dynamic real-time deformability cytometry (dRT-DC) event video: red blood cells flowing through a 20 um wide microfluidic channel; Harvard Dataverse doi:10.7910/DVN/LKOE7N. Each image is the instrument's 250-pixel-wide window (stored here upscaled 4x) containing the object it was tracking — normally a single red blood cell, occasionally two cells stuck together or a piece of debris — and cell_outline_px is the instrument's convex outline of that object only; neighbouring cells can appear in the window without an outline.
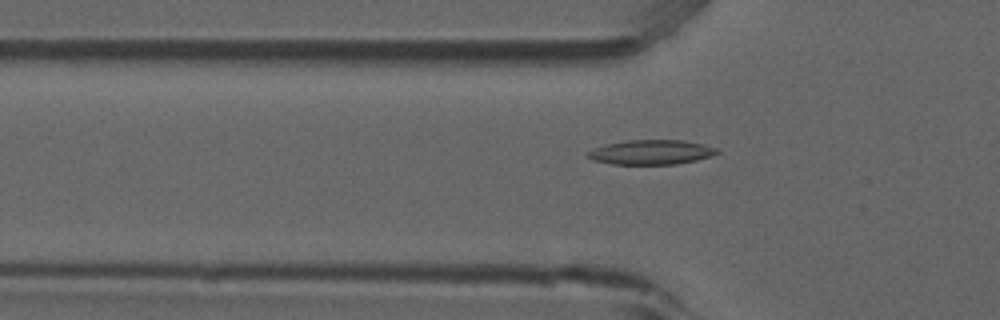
{"species": "common noctule bat (a hibernating species)", "species_latin": "Nyctalus noctula", "temperature_condition": "room temperature", "stored_images_in_passage": 54, "camera_frame_rate_fps": 3000, "um_per_image_px": 0.085, "animal": {"sex": "male", "forearm_length_mm": 52.5}, "frame": {"image": 1, "passage_image": 18, "time_ms": 5.667, "image_size_px": [1000, 320], "cell_outline_px": [[720, 152], [712, 156], [696, 160], [676, 164], [612, 164], [592, 160], [588, 156], [588, 152], [592, 148], [604, 144], [624, 140], [684, 140], [716, 148]], "centroid_in_image_um": [55.32, 12.93], "position_along_channel_um": 70.5, "area_um2": 18.55}}
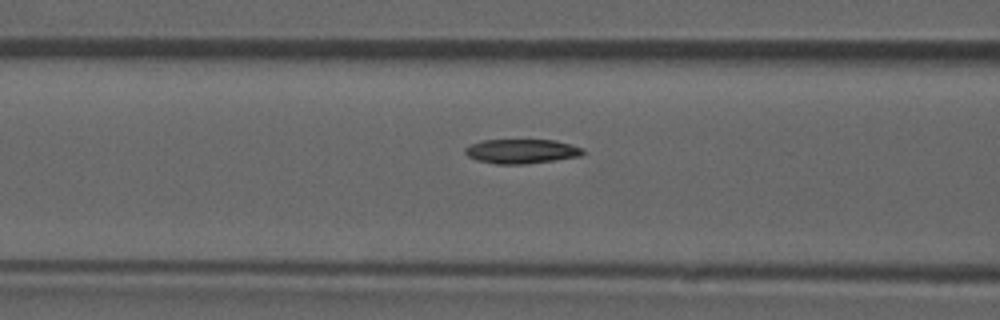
{"frame": {"image": 2, "passage_image": 22, "time_ms": 7.0, "image_size_px": [1000, 320], "cell_outline_px": [[588, 152], [580, 156], [524, 164], [496, 164], [476, 160], [468, 156], [464, 152], [464, 148], [472, 144], [484, 140], [556, 140], [572, 144], [584, 148]], "centroid_in_image_um": [44.37, 12.85], "position_along_channel_um": 122.2, "area_um2": 16.82}}
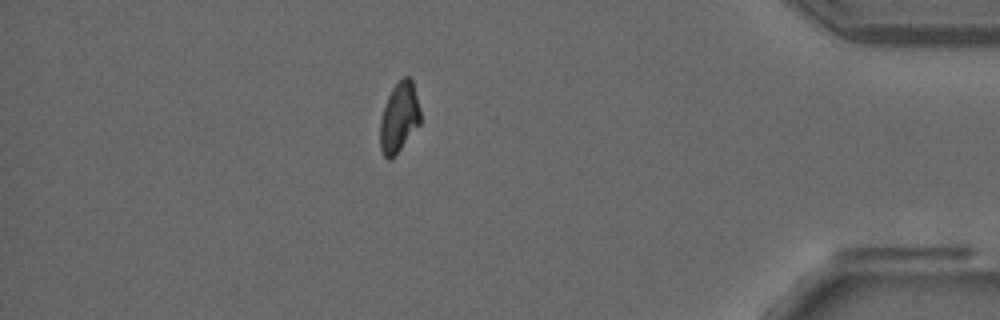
{"frame": {"image": 3, "passage_image": 47, "time_ms": 15.333, "image_size_px": [1000, 320], "cell_outline_px": [[420, 124], [400, 148], [388, 160], [384, 156], [380, 148], [380, 120], [388, 96], [392, 88], [404, 76], [408, 76], [412, 80], [420, 108]], "centroid_in_image_um": [33.92, 9.95], "position_along_channel_um": 401.3, "area_um2": 16.07}, "authors_computed_cell_mechanics": {"area_um2": 17.4267, "velocity_mm_per_s": 3.8481, "shape_relaxation_time_tau1_ms": 7.7974, "shape_relaxation_time_tau2_ms": 9.2867, "deformation_change_tau1": 0.1775, "deformation_change_tau2": 0.118}}